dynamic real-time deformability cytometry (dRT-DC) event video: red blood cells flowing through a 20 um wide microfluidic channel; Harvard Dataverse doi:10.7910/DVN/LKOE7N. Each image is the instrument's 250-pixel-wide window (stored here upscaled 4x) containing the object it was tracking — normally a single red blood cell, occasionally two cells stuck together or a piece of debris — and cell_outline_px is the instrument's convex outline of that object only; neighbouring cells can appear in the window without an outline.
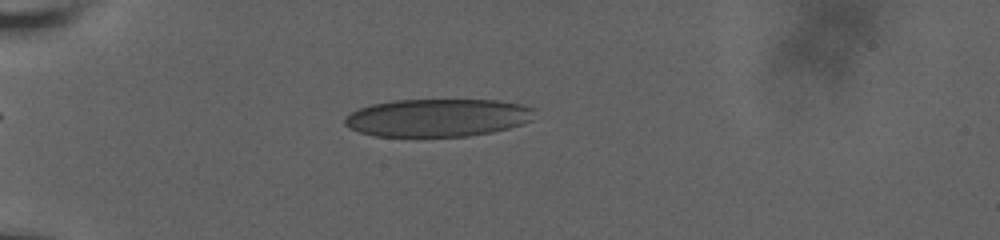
{"species": "human", "species_latin": "Homo sapiens", "temperature_condition": "room temperature", "stored_images_in_passage": 18, "camera_frame_rate_fps": 3000, "um_per_image_px": 0.085, "donor": {"sex": "male"}, "frame": {"image": 1, "passage_image": 13, "time_ms": 5.333, "image_size_px": [1000, 240], "cell_outline_px": [[532, 120], [524, 124], [492, 132], [468, 136], [372, 136], [360, 132], [344, 124], [344, 116], [360, 108], [372, 104], [396, 100], [500, 100], [524, 104], [532, 108]], "centroid_in_image_um": [37.21, 10.0], "position_along_channel_um": 47.8, "area_um2": 41.85}}
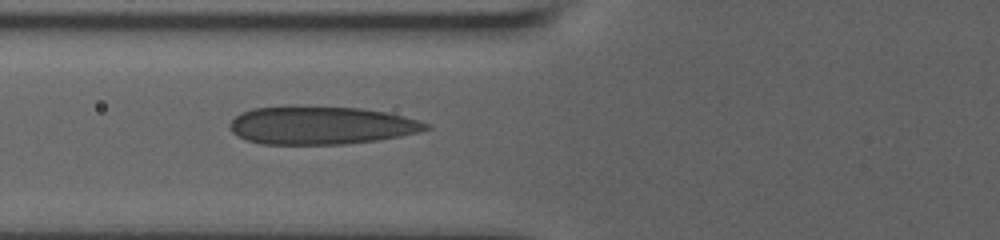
{"frame": {"image": 2, "passage_image": 18, "time_ms": 7.667, "image_size_px": [1000, 240], "cell_outline_px": [[432, 128], [420, 132], [400, 136], [376, 140], [344, 144], [260, 144], [248, 140], [232, 132], [228, 124], [240, 112], [252, 108], [360, 108], [384, 112], [404, 116], [428, 124]], "centroid_in_image_um": [27.3, 10.68], "position_along_channel_um": 98.5, "area_um2": 42.48}}